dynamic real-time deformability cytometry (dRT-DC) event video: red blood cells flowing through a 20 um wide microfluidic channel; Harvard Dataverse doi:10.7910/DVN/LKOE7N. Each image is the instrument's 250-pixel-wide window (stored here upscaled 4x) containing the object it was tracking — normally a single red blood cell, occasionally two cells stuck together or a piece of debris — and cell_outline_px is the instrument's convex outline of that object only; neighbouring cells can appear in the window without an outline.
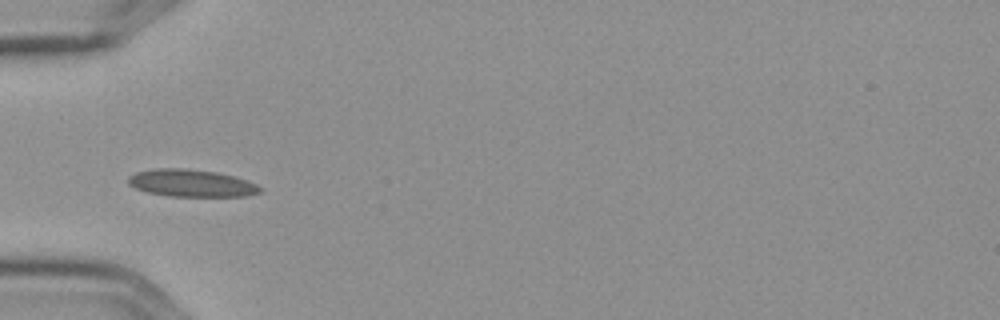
{"species": "Egyptian fruit bat (a non-hibernating species)", "species_latin": "Rousettus aegyptiacus", "temperature_condition": "cold", "stored_images_in_passage": 4, "camera_frame_rate_fps": 3000, "um_per_image_px": 0.085, "frame": {"image": 1, "passage_image": 4, "time_ms": 1.0, "image_size_px": [1000, 320], "cell_outline_px": [[264, 188], [260, 192], [244, 196], [168, 196], [148, 192], [136, 188], [128, 184], [128, 176], [136, 172], [156, 168], [184, 168], [216, 172], [232, 176], [256, 184]], "centroid_in_image_um": [16.24, 15.56], "position_along_channel_um": 68.8, "area_um2": 20.81}}